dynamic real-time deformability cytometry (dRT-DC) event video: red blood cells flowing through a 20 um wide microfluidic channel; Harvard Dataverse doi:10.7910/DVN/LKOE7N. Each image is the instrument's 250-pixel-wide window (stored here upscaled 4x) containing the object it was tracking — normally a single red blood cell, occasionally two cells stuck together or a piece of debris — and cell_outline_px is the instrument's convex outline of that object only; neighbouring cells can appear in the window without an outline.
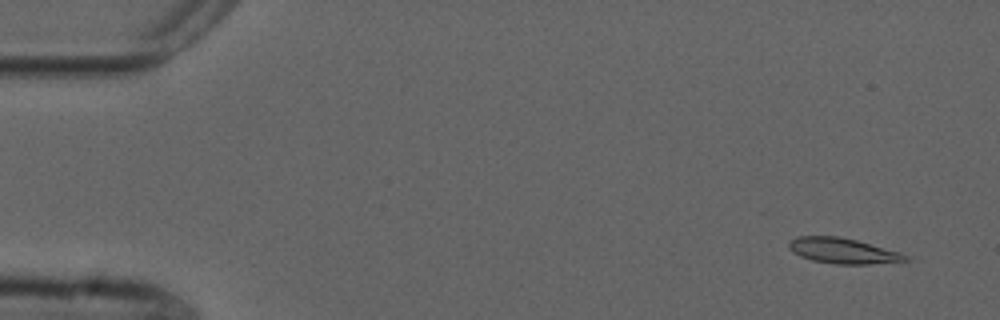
{"species": "common noctule bat (a hibernating species)", "species_latin": "Nyctalus noctula", "temperature_condition": "cold", "stored_images_in_passage": 33, "camera_frame_rate_fps": 3000, "um_per_image_px": 0.085, "animal": {"sex": "male", "forearm_length_mm": 52.5}, "frame": {"image": 1, "passage_image": 3, "time_ms": 0.667, "image_size_px": [1000, 320], "cell_outline_px": [[908, 260], [868, 264], [836, 264], [812, 260], [800, 256], [792, 252], [788, 248], [788, 244], [796, 236], [840, 236], [856, 240], [900, 252], [908, 256]], "centroid_in_image_um": [71.6, 21.31], "position_along_channel_um": 13.4, "area_um2": 17.17}}
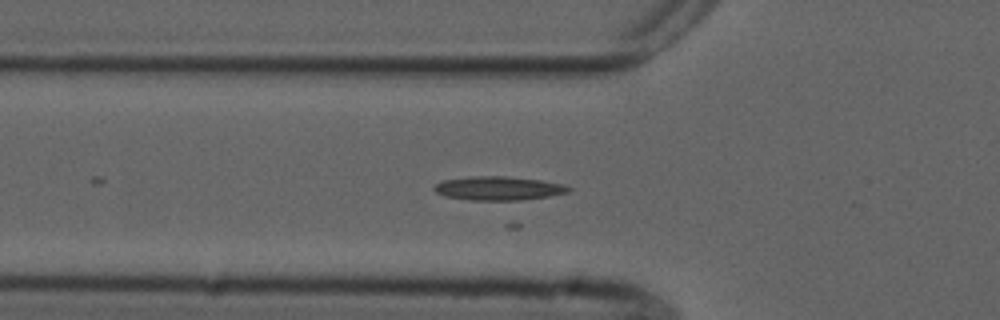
{"frame": {"image": 2, "passage_image": 18, "time_ms": 5.667, "image_size_px": [1000, 320], "cell_outline_px": [[572, 188], [568, 192], [548, 196], [524, 200], [468, 200], [444, 196], [436, 192], [432, 188], [436, 184], [444, 180], [476, 176], [504, 176], [540, 180], [564, 184]], "centroid_in_image_um": [42.37, 16.01], "position_along_channel_um": 83.4, "area_um2": 18.55}}
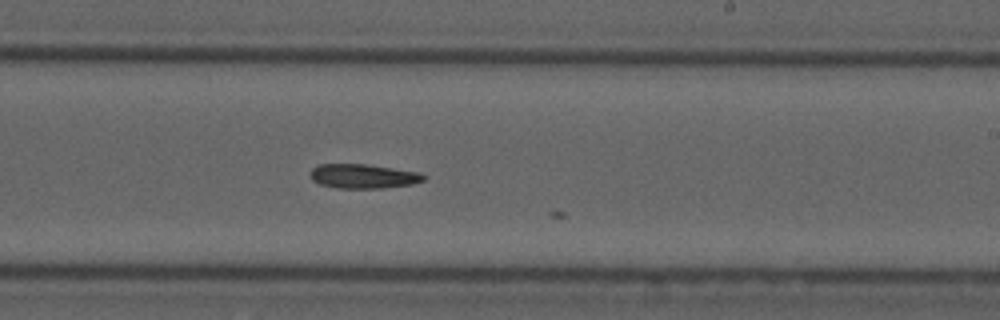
{"frame": {"image": 3, "passage_image": 32, "time_ms": 10.333, "image_size_px": [1000, 320], "cell_outline_px": [[428, 176], [424, 180], [412, 184], [380, 188], [336, 188], [320, 184], [312, 180], [312, 168], [316, 164], [368, 164], [420, 172]], "centroid_in_image_um": [30.9, 14.97], "position_along_channel_um": 258.1, "area_um2": 16.13}}